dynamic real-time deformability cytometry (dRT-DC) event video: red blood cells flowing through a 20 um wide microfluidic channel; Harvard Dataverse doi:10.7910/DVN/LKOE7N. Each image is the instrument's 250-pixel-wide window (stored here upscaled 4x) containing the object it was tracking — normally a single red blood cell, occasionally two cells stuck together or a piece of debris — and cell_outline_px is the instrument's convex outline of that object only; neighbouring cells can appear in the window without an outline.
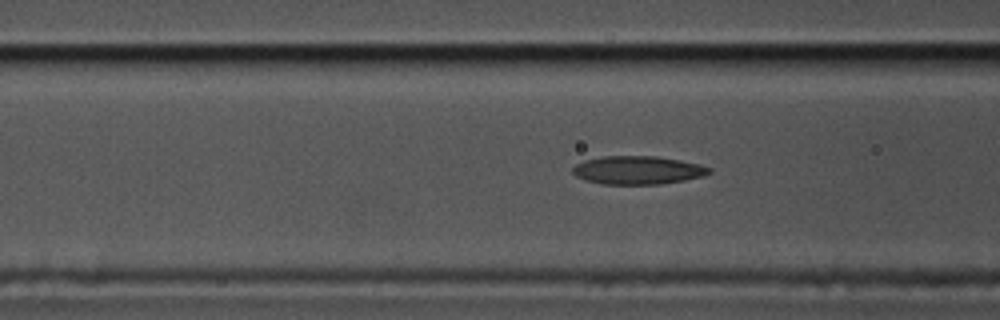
{"species": "common noctule bat (a hibernating species)", "species_latin": "Nyctalus noctula", "temperature_condition": "cold", "stored_images_in_passage": 36, "camera_frame_rate_fps": 3000, "um_per_image_px": 0.085, "animal": {"sex": "male", "body_mass_g": 17.5, "forearm_length_mm": 52.3}, "frame": {"image": 1, "passage_image": 13, "time_ms": 4.0, "image_size_px": [1000, 320], "cell_outline_px": [[712, 172], [704, 176], [684, 180], [660, 184], [604, 184], [588, 180], [576, 176], [572, 172], [572, 168], [576, 164], [584, 160], [604, 156], [656, 156], [680, 160], [700, 164], [712, 168]], "centroid_in_image_um": [54.24, 14.46], "position_along_channel_um": 112.4, "area_um2": 22.48}}
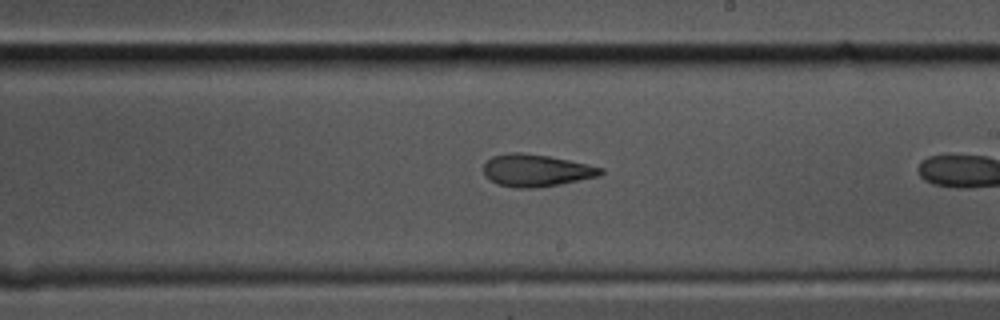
{"frame": {"image": 2, "passage_image": 24, "time_ms": 7.667, "image_size_px": [1000, 320], "cell_outline_px": [[604, 172], [596, 176], [560, 184], [540, 188], [516, 188], [500, 184], [484, 176], [484, 164], [492, 156], [508, 152], [520, 152], [548, 156], [588, 164], [604, 168]], "centroid_in_image_um": [45.56, 14.48], "position_along_channel_um": 243.4, "area_um2": 21.85}}
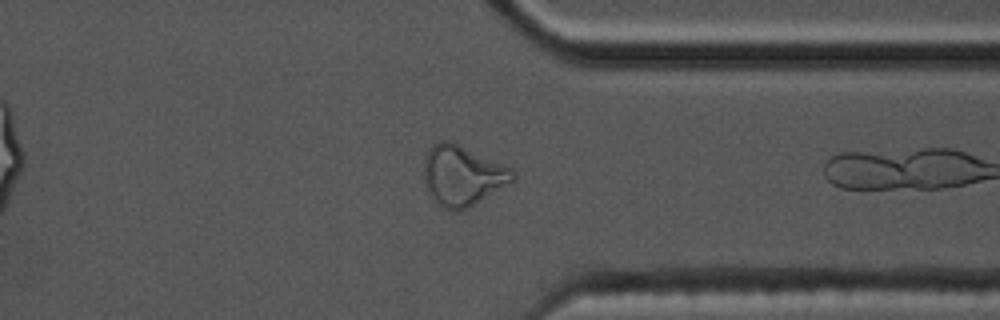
{"frame": {"image": 3, "passage_image": 35, "time_ms": 11.333, "image_size_px": [1000, 320], "cell_outline_px": [[516, 176], [512, 180], [468, 208], [460, 212], [452, 212], [436, 204], [424, 180], [424, 160], [432, 144], [440, 140], [452, 140], [512, 168], [516, 172]], "centroid_in_image_um": [39.29, 14.9], "position_along_channel_um": 372.1, "area_um2": 31.1}}